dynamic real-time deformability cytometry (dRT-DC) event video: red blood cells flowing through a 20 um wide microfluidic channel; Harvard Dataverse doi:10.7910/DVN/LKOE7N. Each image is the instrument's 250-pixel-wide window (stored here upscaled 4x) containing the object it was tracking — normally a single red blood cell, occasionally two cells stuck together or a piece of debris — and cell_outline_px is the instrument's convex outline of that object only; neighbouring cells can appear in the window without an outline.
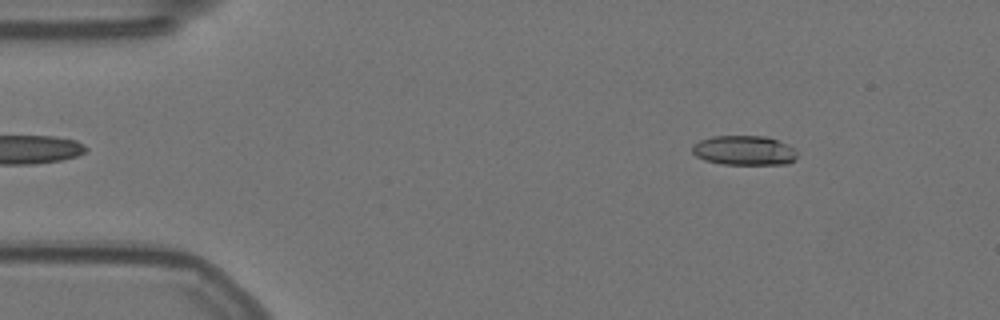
{"species": "Egyptian fruit bat (a non-hibernating species)", "species_latin": "Rousettus aegyptiacus", "temperature_condition": "warm", "stored_images_in_passage": 54, "camera_frame_rate_fps": 3000, "um_per_image_px": 0.085, "animal": {"sex": "female"}, "frame": {"image": 1, "passage_image": 5, "time_ms": 1.333, "image_size_px": [1000, 320], "cell_outline_px": [[796, 160], [788, 164], [720, 164], [704, 160], [696, 156], [692, 152], [692, 144], [700, 140], [712, 136], [764, 136], [788, 144], [796, 148]], "centroid_in_image_um": [63.25, 12.79], "position_along_channel_um": 21.7, "area_um2": 18.26}}
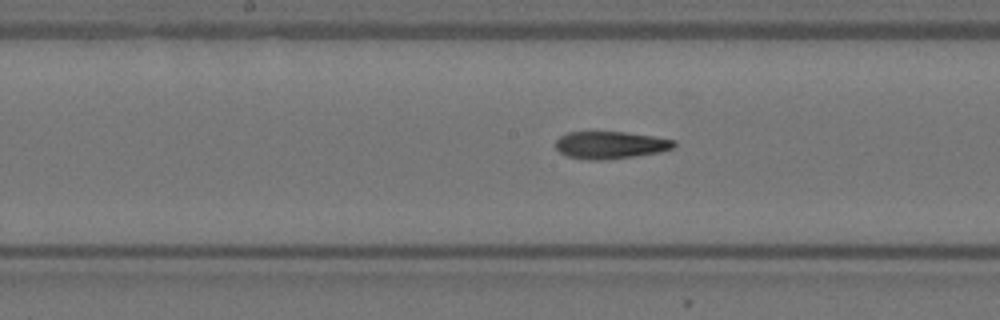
{"frame": {"image": 2, "passage_image": 26, "time_ms": 8.333, "image_size_px": [1000, 320], "cell_outline_px": [[676, 144], [672, 148], [660, 152], [604, 160], [588, 160], [568, 156], [560, 152], [556, 148], [556, 140], [560, 136], [568, 132], [624, 132], [652, 136], [676, 140]], "centroid_in_image_um": [51.87, 12.32], "position_along_channel_um": 196.3, "area_um2": 18.73}}
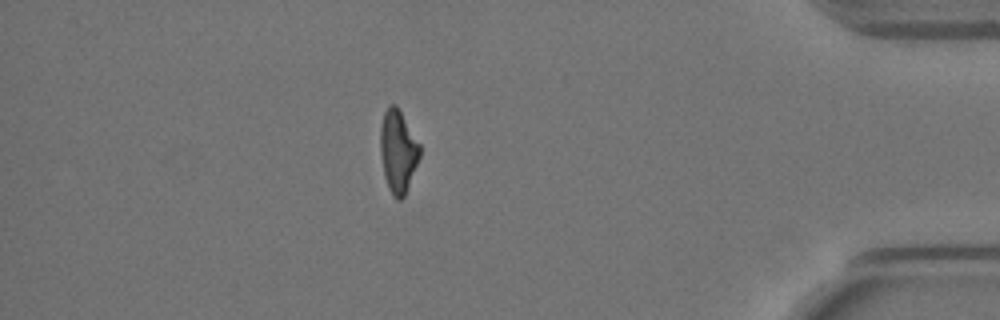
{"frame": {"image": 3, "passage_image": 47, "time_ms": 15.333, "image_size_px": [1000, 320], "cell_outline_px": [[420, 156], [404, 196], [400, 200], [396, 200], [392, 196], [388, 188], [384, 176], [380, 152], [380, 128], [384, 112], [388, 104], [396, 104], [420, 144]], "centroid_in_image_um": [33.81, 12.85], "position_along_channel_um": 401.4, "area_um2": 19.02}, "authors_computed_cell_mechanics": {"area_um2": 19.074, "velocity_mm_per_s": 3.5503, "shape_relaxation_time_tau1_ms": 10.9368, "shape_relaxation_time_tau2_ms": 4.646, "deformation_change_tau1": 0.2731, "deformation_change_tau2": 0.1445}}